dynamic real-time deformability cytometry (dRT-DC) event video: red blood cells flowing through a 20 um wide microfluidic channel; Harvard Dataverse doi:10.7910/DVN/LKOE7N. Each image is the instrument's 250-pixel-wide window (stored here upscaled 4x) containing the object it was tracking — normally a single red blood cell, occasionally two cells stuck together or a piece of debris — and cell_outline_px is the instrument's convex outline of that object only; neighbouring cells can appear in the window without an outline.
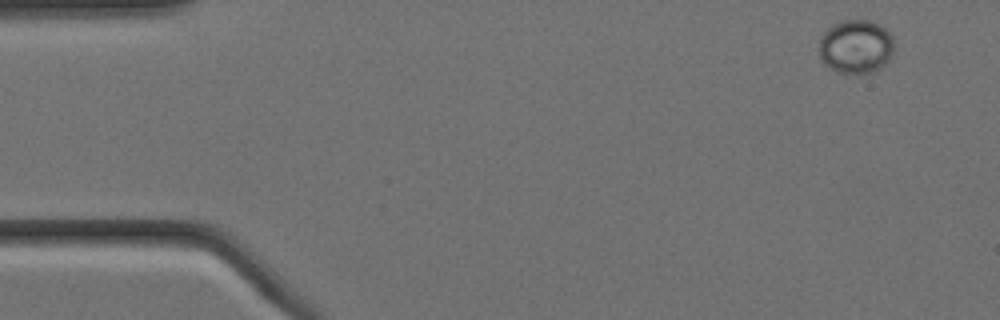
{"species": "Egyptian fruit bat (a non-hibernating species)", "species_latin": "Rousettus aegyptiacus", "temperature_condition": "cold", "stored_images_in_passage": 4, "camera_frame_rate_fps": 3000, "um_per_image_px": 0.085, "animal": {"sex": "female"}, "frame": {"image": 1, "passage_image": 1, "time_ms": 0.0, "image_size_px": [1000, 320], "cell_outline_px": [[892, 52], [888, 60], [884, 64], [872, 72], [836, 72], [824, 64], [820, 60], [820, 40], [824, 32], [832, 24], [840, 20], [872, 20], [880, 24], [892, 36]], "centroid_in_image_um": [72.72, 3.93], "position_along_channel_um": 12.3, "area_um2": 23.29}}
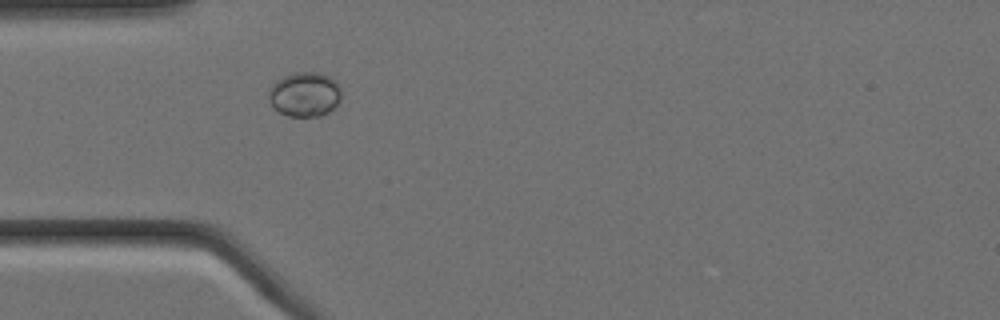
{"frame": {"image": 2, "passage_image": 4, "time_ms": 1.0, "image_size_px": [1000, 320], "cell_outline_px": [[340, 100], [328, 112], [320, 116], [288, 116], [272, 108], [268, 100], [268, 88], [276, 80], [284, 76], [296, 72], [316, 72], [328, 76], [336, 80], [340, 88]], "centroid_in_image_um": [25.85, 8.02], "position_along_channel_um": 59.1, "area_um2": 19.02}}